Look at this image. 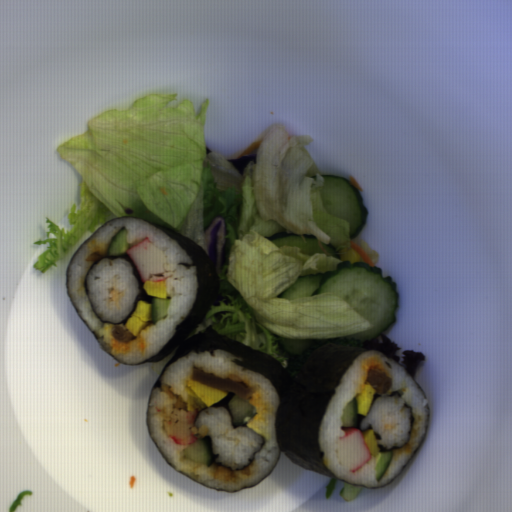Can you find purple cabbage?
I'll list each match as a JSON object with an SVG mask.
<instances>
[{
  "instance_id": "obj_1",
  "label": "purple cabbage",
  "mask_w": 512,
  "mask_h": 512,
  "mask_svg": "<svg viewBox=\"0 0 512 512\" xmlns=\"http://www.w3.org/2000/svg\"><path fill=\"white\" fill-rule=\"evenodd\" d=\"M225 219L220 215H215L211 223L205 228L203 234V247L208 256L217 278L221 277L224 250H225Z\"/></svg>"
},
{
  "instance_id": "obj_2",
  "label": "purple cabbage",
  "mask_w": 512,
  "mask_h": 512,
  "mask_svg": "<svg viewBox=\"0 0 512 512\" xmlns=\"http://www.w3.org/2000/svg\"><path fill=\"white\" fill-rule=\"evenodd\" d=\"M255 156L256 154H245V155H237L229 160H226L228 162H230L232 165H234L240 175H241V172L243 170V168L246 166V164L249 162V161H253L255 163Z\"/></svg>"
}]
</instances>
